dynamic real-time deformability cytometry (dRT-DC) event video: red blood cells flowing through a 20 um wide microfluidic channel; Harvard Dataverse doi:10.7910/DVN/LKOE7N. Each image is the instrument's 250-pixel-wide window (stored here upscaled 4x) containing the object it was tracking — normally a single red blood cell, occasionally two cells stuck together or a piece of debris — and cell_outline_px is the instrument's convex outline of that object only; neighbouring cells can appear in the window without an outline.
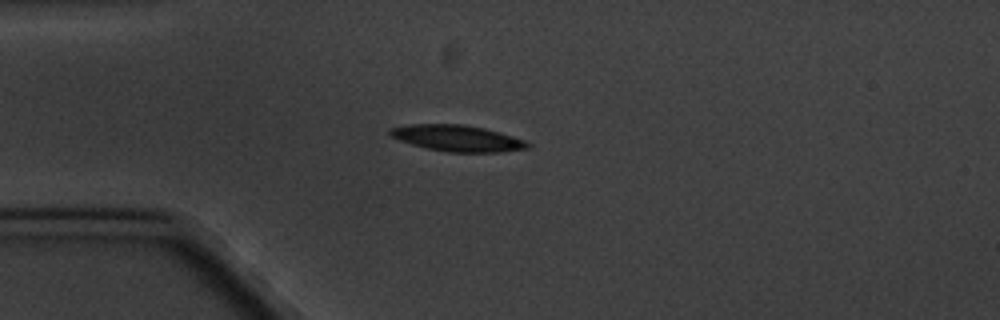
{"species": "common noctule bat (a hibernating species)", "species_latin": "Nyctalus noctula", "temperature_condition": "cold", "stored_images_in_passage": 5, "camera_frame_rate_fps": 3000, "um_per_image_px": 0.085, "animal": {"sex": "male", "body_mass_g": 20.1, "forearm_length_mm": 53.5}, "frame": {"image": 1, "passage_image": 3, "time_ms": 2.333, "image_size_px": [1000, 320], "cell_outline_px": [[532, 144], [528, 148], [500, 152], [448, 152], [428, 148], [412, 144], [400, 140], [392, 136], [388, 132], [392, 128], [408, 124], [460, 124], [484, 128], [512, 136], [524, 140]], "centroid_in_image_um": [38.89, 11.75], "position_along_channel_um": 46.1, "area_um2": 20.75}}